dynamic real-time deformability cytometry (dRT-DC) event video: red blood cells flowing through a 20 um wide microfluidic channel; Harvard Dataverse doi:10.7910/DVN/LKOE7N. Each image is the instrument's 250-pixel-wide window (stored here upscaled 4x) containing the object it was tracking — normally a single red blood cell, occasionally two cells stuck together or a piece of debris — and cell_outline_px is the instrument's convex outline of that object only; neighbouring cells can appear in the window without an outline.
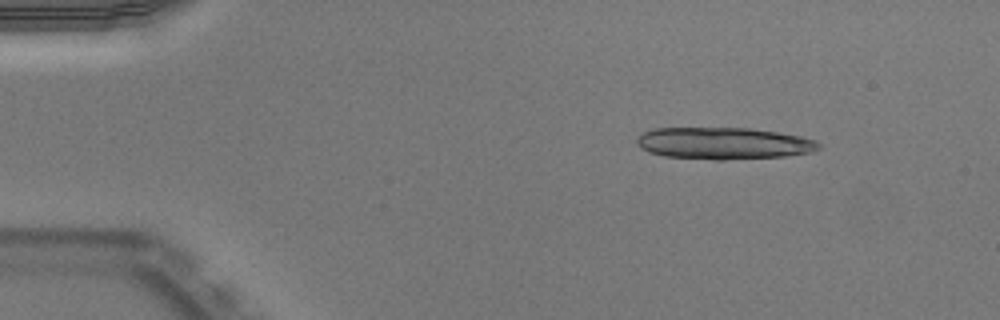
{"species": "Egyptian fruit bat (a non-hibernating species)", "species_latin": "Rousettus aegyptiacus", "temperature_condition": "warm", "stored_images_in_passage": 50, "camera_frame_rate_fps": 3000, "um_per_image_px": 0.085, "animal": {"sex": "male"}, "frame": {"image": 1, "passage_image": 6, "time_ms": 1.667, "image_size_px": [1000, 320], "cell_outline_px": [[820, 148], [812, 152], [784, 156], [724, 160], [712, 160], [664, 156], [648, 152], [640, 148], [636, 144], [636, 136], [640, 132], [652, 128], [748, 128], [776, 132], [800, 136], [816, 140], [820, 144]], "centroid_in_image_um": [61.43, 12.18], "position_along_channel_um": 23.6, "area_um2": 34.16}}
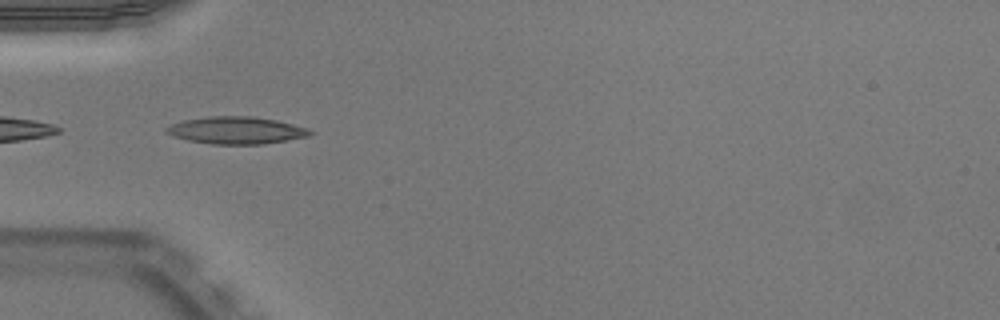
{"frame": {"image": 2, "passage_image": 16, "time_ms": 5.0, "image_size_px": [1000, 320], "cell_outline_px": [[316, 132], [308, 136], [260, 144], [212, 144], [188, 140], [172, 136], [164, 132], [164, 128], [172, 124], [184, 120], [208, 116], [252, 116], [276, 120], [308, 128]], "centroid_in_image_um": [20.05, 11.07], "position_along_channel_um": 64.9, "area_um2": 22.72}}
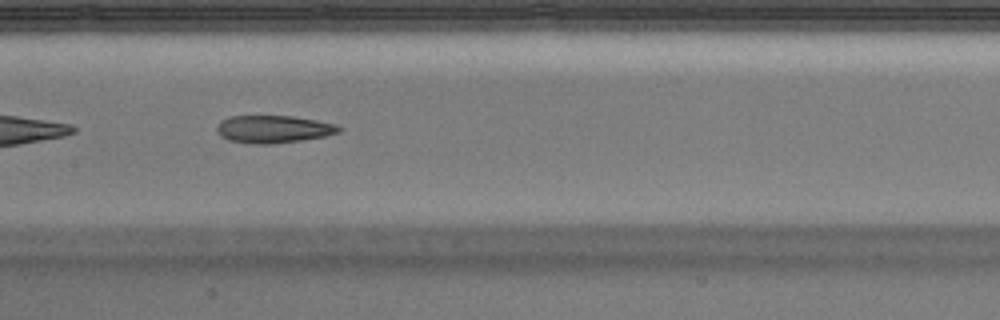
{"frame": {"image": 3, "passage_image": 25, "time_ms": 8.0, "image_size_px": [1000, 320], "cell_outline_px": [[344, 128], [340, 132], [324, 136], [300, 140], [272, 144], [252, 144], [228, 140], [220, 136], [216, 128], [220, 120], [228, 116], [292, 116], [316, 120], [332, 124]], "centroid_in_image_um": [23.2, 10.98], "position_along_channel_um": 184.2, "area_um2": 19.59}, "authors_computed_cell_mechanics": {"area_um2": 25.7499, "velocity_mm_per_s": 3.9888, "shape_relaxation_time_tau1_ms": null, "shape_relaxation_time_tau2_ms": 1.9865, "deformation_change_tau1": null, "deformation_change_tau2": 0.121}}